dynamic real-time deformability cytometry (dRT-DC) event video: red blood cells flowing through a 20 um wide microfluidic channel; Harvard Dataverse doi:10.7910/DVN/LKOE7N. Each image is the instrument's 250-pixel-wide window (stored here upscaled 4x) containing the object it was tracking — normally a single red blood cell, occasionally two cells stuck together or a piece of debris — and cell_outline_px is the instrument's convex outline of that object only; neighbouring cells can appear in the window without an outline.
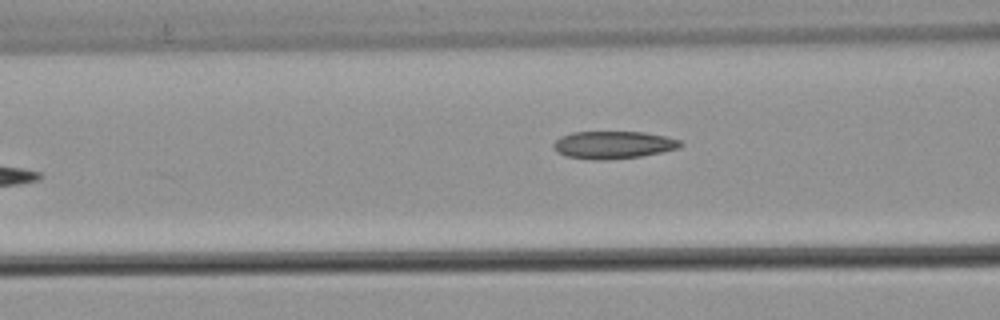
{"species": "common noctule bat (a hibernating species)", "species_latin": "Nyctalus noctula", "temperature_condition": "warm", "stored_images_in_passage": 7, "camera_frame_rate_fps": 3000, "um_per_image_px": 0.085, "animal": {"sex": "male", "body_mass_g": 21.5, "forearm_length_mm": 52.0}, "frame": {"image": 1, "passage_image": 7, "time_ms": 2.0, "image_size_px": [1000, 320], "cell_outline_px": [[684, 144], [680, 148], [640, 156], [604, 160], [596, 160], [568, 156], [556, 152], [552, 144], [560, 136], [572, 132], [644, 132], [668, 136], [680, 140]], "centroid_in_image_um": [52.15, 12.3], "position_along_channel_um": 114.5, "area_um2": 20.4}}